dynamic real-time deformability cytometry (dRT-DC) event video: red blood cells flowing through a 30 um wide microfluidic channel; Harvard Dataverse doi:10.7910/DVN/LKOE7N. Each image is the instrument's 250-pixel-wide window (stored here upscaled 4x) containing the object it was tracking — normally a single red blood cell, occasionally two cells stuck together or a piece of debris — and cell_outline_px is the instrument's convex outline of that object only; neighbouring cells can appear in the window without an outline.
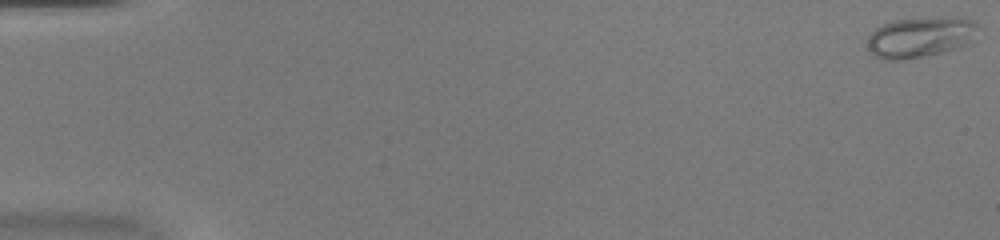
{"species": "common noctule bat (a hibernating species)", "species_latin": "Nyctalus noctula", "temperature_condition": "warm", "stored_images_in_passage": 18, "camera_frame_rate_fps": 3000, "um_per_image_px": 0.085, "animal": {"sex": "female", "body_mass_g": 20.0, "forearm_length_mm": 54.0}, "frame": {"image": 1, "passage_image": 1, "time_ms": 0.0, "image_size_px": [1000, 240], "cell_outline_px": [[976, 40], [968, 44], [956, 48], [924, 56], [900, 60], [884, 60], [876, 56], [868, 48], [868, 36], [880, 24], [896, 20], [960, 16], [972, 20], [976, 24]], "centroid_in_image_um": [78.25, 3.15], "position_along_channel_um": 6.8, "area_um2": 26.13}}